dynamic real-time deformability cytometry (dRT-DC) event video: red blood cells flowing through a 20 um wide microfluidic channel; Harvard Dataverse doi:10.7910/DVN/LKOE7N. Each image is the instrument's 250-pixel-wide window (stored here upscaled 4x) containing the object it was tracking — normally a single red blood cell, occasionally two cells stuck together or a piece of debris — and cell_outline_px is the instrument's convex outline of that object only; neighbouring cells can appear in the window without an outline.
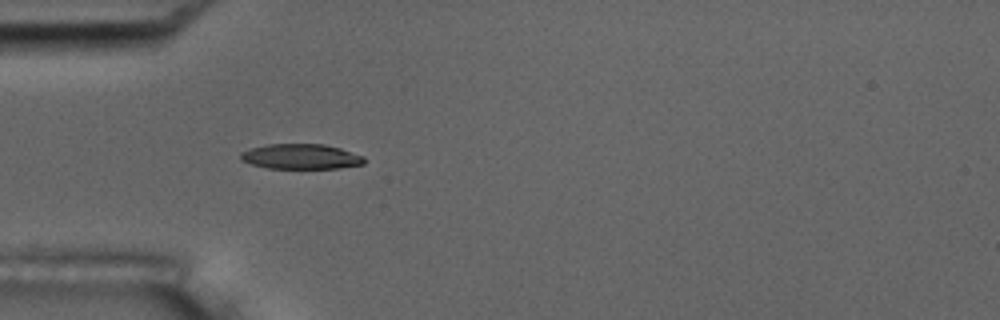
{"species": "common noctule bat (a hibernating species)", "species_latin": "Nyctalus noctula", "temperature_condition": "room temperature", "stored_images_in_passage": 39, "camera_frame_rate_fps": 3000, "um_per_image_px": 0.085, "animal": {"sex": "male", "body_mass_g": 17.5, "forearm_length_mm": 52.3}, "frame": {"image": 1, "passage_image": 6, "time_ms": 1.667, "image_size_px": [1000, 320], "cell_outline_px": [[364, 164], [340, 168], [268, 168], [252, 164], [240, 160], [240, 152], [252, 148], [268, 144], [324, 144], [340, 148], [364, 156]], "centroid_in_image_um": [25.58, 13.3], "position_along_channel_um": 59.4, "area_um2": 18.03}}
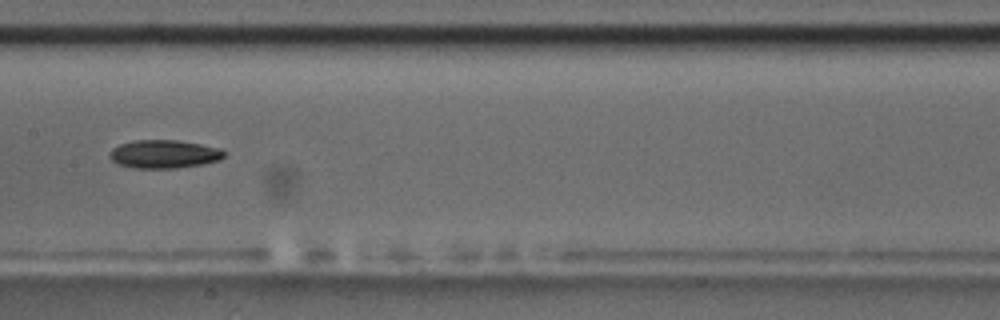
{"frame": {"image": 2, "passage_image": 17, "time_ms": 5.333, "image_size_px": [1000, 320], "cell_outline_px": [[224, 156], [220, 160], [204, 164], [176, 168], [132, 168], [116, 164], [108, 156], [108, 152], [112, 148], [120, 144], [136, 140], [176, 140], [200, 144], [220, 148], [224, 152]], "centroid_in_image_um": [13.9, 13.1], "position_along_channel_um": 193.5, "area_um2": 19.02}, "authors_computed_cell_mechanics": {"area_um2": 18.496, "velocity_mm_per_s": 3.7554, "shape_relaxation_time_tau1_ms": 6.5853, "shape_relaxation_time_tau2_ms": null, "deformation_change_tau1": 0.1012, "deformation_change_tau2": null}}